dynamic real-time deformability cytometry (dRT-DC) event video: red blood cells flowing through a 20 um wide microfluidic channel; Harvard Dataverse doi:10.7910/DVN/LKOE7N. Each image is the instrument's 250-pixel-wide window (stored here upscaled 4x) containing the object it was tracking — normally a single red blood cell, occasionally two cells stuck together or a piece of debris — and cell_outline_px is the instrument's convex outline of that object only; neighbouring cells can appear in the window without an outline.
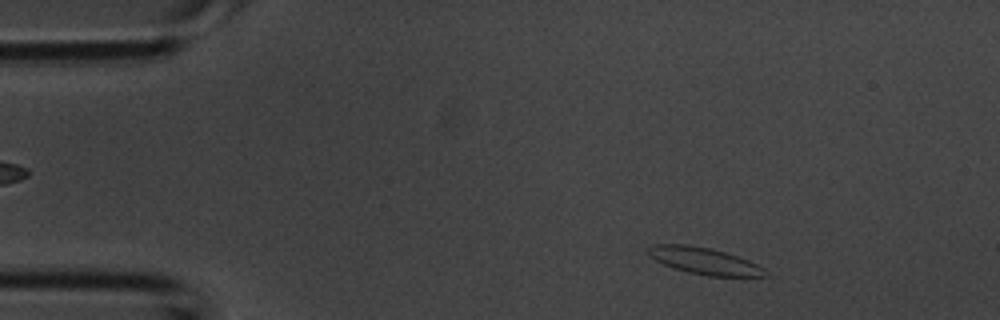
{"species": "common noctule bat (a hibernating species)", "species_latin": "Nyctalus noctula", "temperature_condition": "room temperature", "stored_images_in_passage": 3, "camera_frame_rate_fps": 3000, "um_per_image_px": 0.085, "animal": {"sex": "male", "body_mass_g": 20.1, "forearm_length_mm": 53.5}, "frame": {"image": 1, "passage_image": 2, "time_ms": 0.333, "image_size_px": [1000, 320], "cell_outline_px": [[768, 276], [708, 276], [688, 272], [672, 268], [648, 256], [644, 252], [644, 248], [652, 244], [688, 244], [712, 248], [748, 260], [764, 268]], "centroid_in_image_um": [59.76, 22.15], "position_along_channel_um": 25.2, "area_um2": 18.44}}